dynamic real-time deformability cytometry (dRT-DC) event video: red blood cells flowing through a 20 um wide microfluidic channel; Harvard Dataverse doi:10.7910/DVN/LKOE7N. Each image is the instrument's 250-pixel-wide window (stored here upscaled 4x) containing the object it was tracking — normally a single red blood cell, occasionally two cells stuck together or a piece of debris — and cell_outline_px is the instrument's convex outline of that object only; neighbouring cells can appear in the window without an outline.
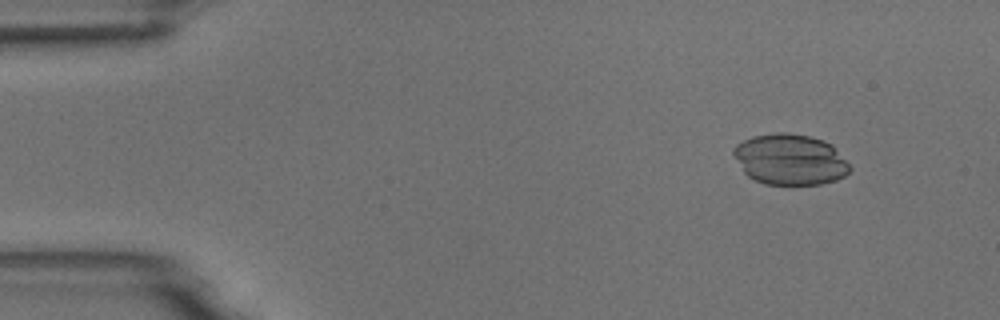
{"species": "common noctule bat (a hibernating species)", "species_latin": "Nyctalus noctula", "temperature_condition": "room temperature", "stored_images_in_passage": 6, "camera_frame_rate_fps": 3000, "um_per_image_px": 0.085, "animal": {"sex": "male", "body_mass_g": 18.8}, "frame": {"image": 1, "passage_image": 2, "time_ms": 1.0, "image_size_px": [1000, 320], "cell_outline_px": [[852, 168], [844, 176], [836, 180], [820, 184], [764, 184], [748, 176], [744, 172], [732, 152], [732, 148], [736, 144], [752, 136], [776, 132], [784, 132], [808, 136], [824, 140], [832, 144]], "centroid_in_image_um": [67.15, 13.54], "position_along_channel_um": 17.9, "area_um2": 34.39}}